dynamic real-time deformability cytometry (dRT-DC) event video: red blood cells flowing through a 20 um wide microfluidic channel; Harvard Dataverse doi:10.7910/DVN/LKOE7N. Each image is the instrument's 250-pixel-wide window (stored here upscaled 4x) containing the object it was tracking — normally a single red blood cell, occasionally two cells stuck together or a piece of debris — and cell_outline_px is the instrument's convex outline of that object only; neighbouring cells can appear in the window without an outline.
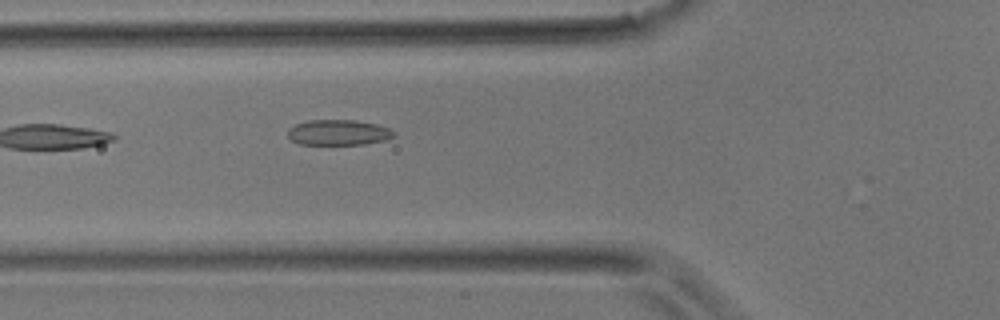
{"species": "common noctule bat (a hibernating species)", "species_latin": "Nyctalus noctula", "temperature_condition": "room temperature", "stored_images_in_passage": 4, "camera_frame_rate_fps": 3000, "um_per_image_px": 0.085, "animal": {"sex": "male", "body_mass_g": 17.9}, "frame": {"image": 1, "passage_image": 4, "time_ms": 1.0, "image_size_px": [1000, 320], "cell_outline_px": [[396, 136], [384, 140], [364, 144], [300, 144], [292, 140], [288, 136], [288, 128], [296, 124], [308, 120], [356, 120], [376, 124], [388, 128], [396, 132]], "centroid_in_image_um": [28.78, 11.25], "position_along_channel_um": 97.0, "area_um2": 15.72}}